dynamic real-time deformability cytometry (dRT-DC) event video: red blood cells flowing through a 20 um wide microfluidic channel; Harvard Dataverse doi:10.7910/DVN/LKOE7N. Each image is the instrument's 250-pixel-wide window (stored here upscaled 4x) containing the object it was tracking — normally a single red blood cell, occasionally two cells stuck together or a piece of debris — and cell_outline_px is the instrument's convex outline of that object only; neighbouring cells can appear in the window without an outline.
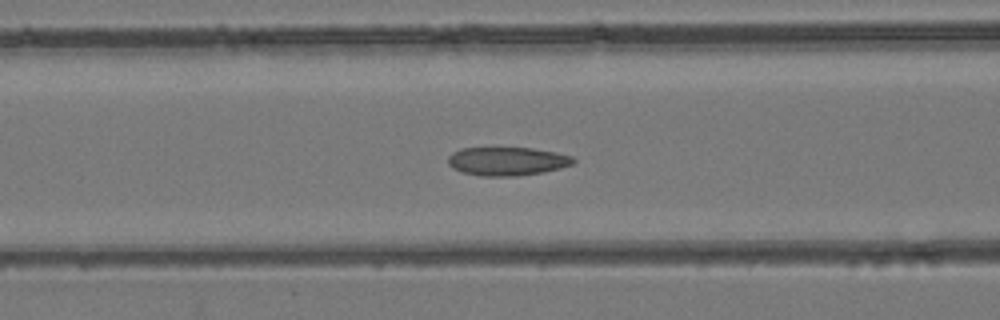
{"species": "common noctule bat (a hibernating species)", "species_latin": "Nyctalus noctula", "temperature_condition": "room temperature", "stored_images_in_passage": 51, "camera_frame_rate_fps": 3000, "um_per_image_px": 0.085, "animal": {"sex": "female", "body_mass_g": 24.6, "forearm_length_mm": 56.2}, "frame": {"image": 1, "passage_image": 21, "time_ms": 6.667, "image_size_px": [1000, 320], "cell_outline_px": [[576, 160], [572, 164], [560, 168], [544, 172], [516, 176], [480, 176], [464, 172], [452, 168], [448, 164], [448, 156], [452, 152], [460, 148], [532, 148], [556, 152], [572, 156]], "centroid_in_image_um": [43.1, 13.7], "position_along_channel_um": 123.5, "area_um2": 20.87}}
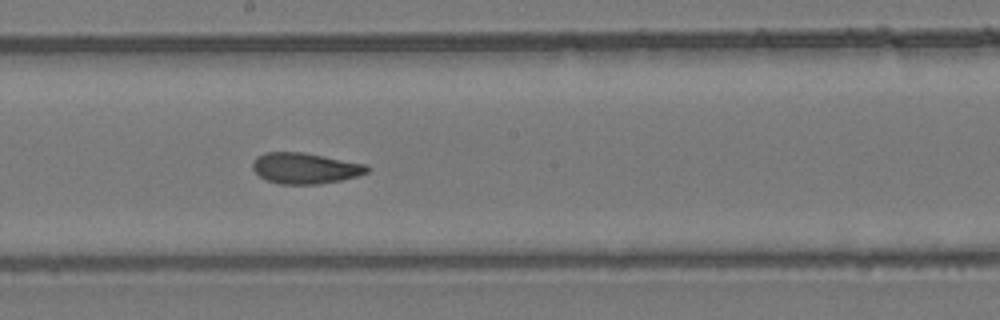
{"frame": {"image": 2, "passage_image": 28, "time_ms": 9.0, "image_size_px": [1000, 320], "cell_outline_px": [[368, 172], [356, 176], [340, 180], [320, 184], [280, 184], [264, 180], [252, 168], [252, 164], [256, 156], [264, 152], [304, 152], [368, 164]], "centroid_in_image_um": [25.91, 14.29], "position_along_channel_um": 222.3, "area_um2": 20.75}}
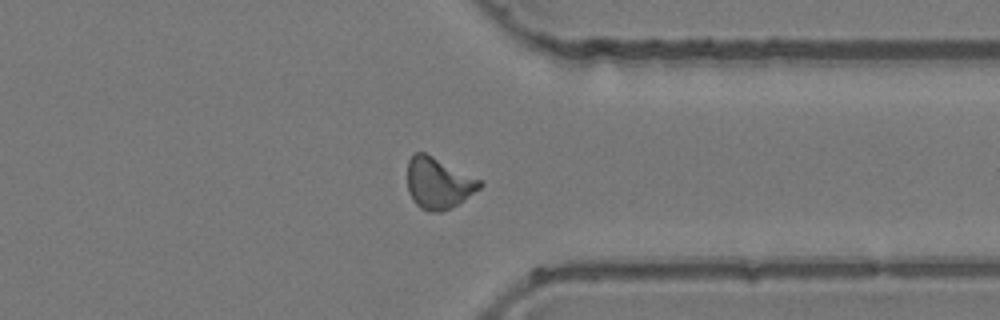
{"frame": {"image": 3, "passage_image": 39, "time_ms": 12.667, "image_size_px": [1000, 320], "cell_outline_px": [[484, 184], [480, 188], [464, 200], [440, 212], [428, 212], [420, 208], [412, 200], [408, 192], [408, 160], [412, 152], [424, 152], [484, 180]], "centroid_in_image_um": [37.27, 15.55], "position_along_channel_um": 374.1, "area_um2": 21.85}}